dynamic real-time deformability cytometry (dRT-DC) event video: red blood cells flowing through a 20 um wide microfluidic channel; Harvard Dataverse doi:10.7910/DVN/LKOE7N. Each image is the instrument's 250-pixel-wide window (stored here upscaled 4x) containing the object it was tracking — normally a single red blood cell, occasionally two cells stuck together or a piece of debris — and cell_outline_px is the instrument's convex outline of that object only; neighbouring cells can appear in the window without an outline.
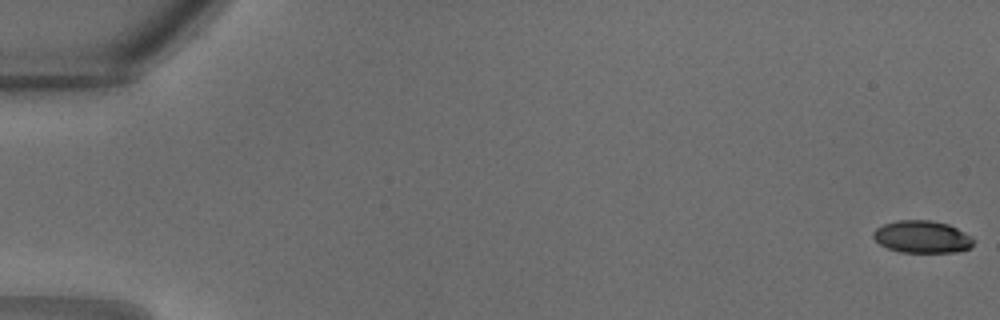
{"species": "common noctule bat (a hibernating species)", "species_latin": "Nyctalus noctula", "temperature_condition": "warm", "stored_images_in_passage": 17, "camera_frame_rate_fps": 3000, "um_per_image_px": 0.085, "animal": {"sex": "male", "body_mass_g": 18.8}, "frame": {"image": 1, "passage_image": 1, "time_ms": 0.0, "image_size_px": [1000, 320], "cell_outline_px": [[976, 240], [968, 248], [956, 252], [900, 252], [888, 248], [880, 244], [872, 236], [872, 232], [876, 228], [884, 224], [896, 220], [932, 220], [948, 224], [972, 236]], "centroid_in_image_um": [78.37, 20.12], "position_along_channel_um": 6.6, "area_um2": 18.9}}
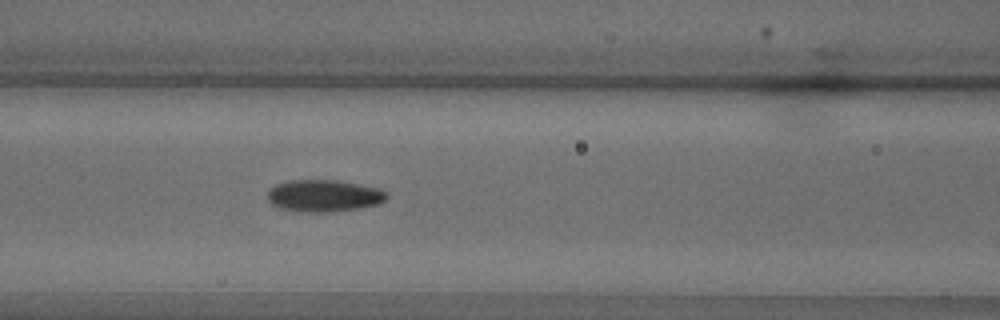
{"frame": {"image": 2, "passage_image": 15, "time_ms": 4.667, "image_size_px": [1000, 320], "cell_outline_px": [[388, 196], [380, 204], [360, 208], [328, 212], [304, 212], [280, 208], [272, 204], [268, 200], [268, 192], [276, 184], [292, 180], [336, 180], [380, 188], [388, 192]], "centroid_in_image_um": [27.57, 16.64], "position_along_channel_um": 139.0, "area_um2": 22.2}}
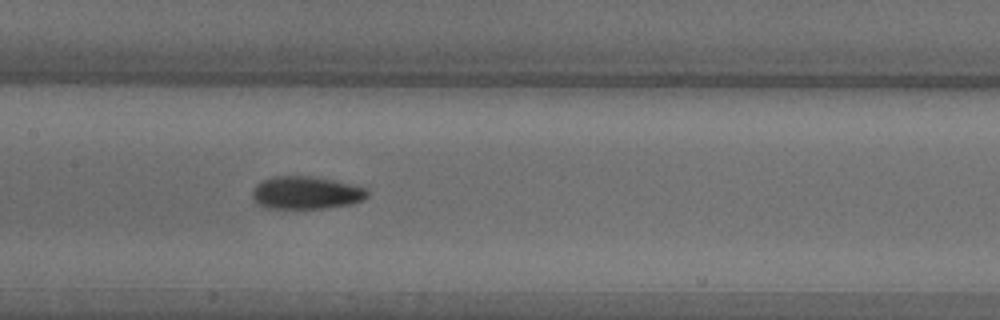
{"frame": {"image": 3, "passage_image": 17, "time_ms": 5.333, "image_size_px": [1000, 320], "cell_outline_px": [[368, 196], [352, 204], [324, 208], [260, 208], [256, 204], [252, 196], [252, 188], [256, 184], [272, 176], [312, 176], [352, 184], [368, 188]], "centroid_in_image_um": [25.98, 16.39], "position_along_channel_um": 181.4, "area_um2": 22.14}}